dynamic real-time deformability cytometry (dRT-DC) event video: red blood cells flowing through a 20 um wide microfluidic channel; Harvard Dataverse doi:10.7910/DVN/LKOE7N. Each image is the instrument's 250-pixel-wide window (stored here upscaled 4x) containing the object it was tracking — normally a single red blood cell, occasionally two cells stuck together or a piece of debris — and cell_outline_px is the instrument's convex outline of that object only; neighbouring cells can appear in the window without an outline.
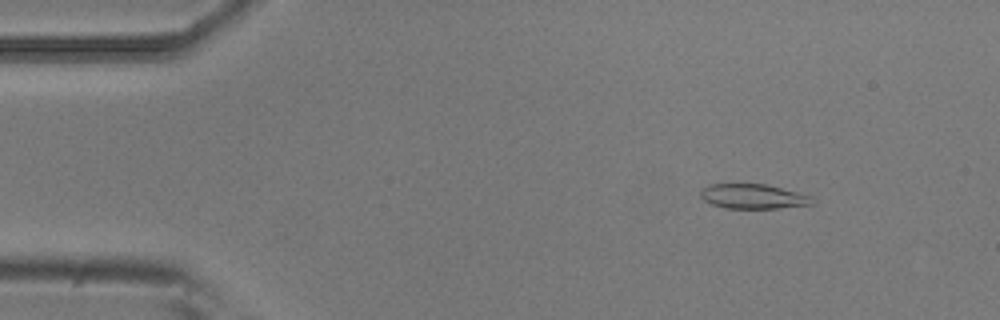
{"species": "common noctule bat (a hibernating species)", "species_latin": "Nyctalus noctula", "temperature_condition": "room temperature", "stored_images_in_passage": 7, "camera_frame_rate_fps": 3000, "um_per_image_px": 0.085, "animal": {"sex": "male", "body_mass_g": 20.5, "forearm_length_mm": 52.5}, "frame": {"image": 1, "passage_image": 1, "time_ms": 0.0, "image_size_px": [1000, 320], "cell_outline_px": [[812, 204], [780, 208], [724, 208], [712, 204], [704, 200], [700, 196], [700, 188], [708, 184], [764, 184], [812, 196]], "centroid_in_image_um": [63.95, 16.69], "position_along_channel_um": 21.1, "area_um2": 15.95}}
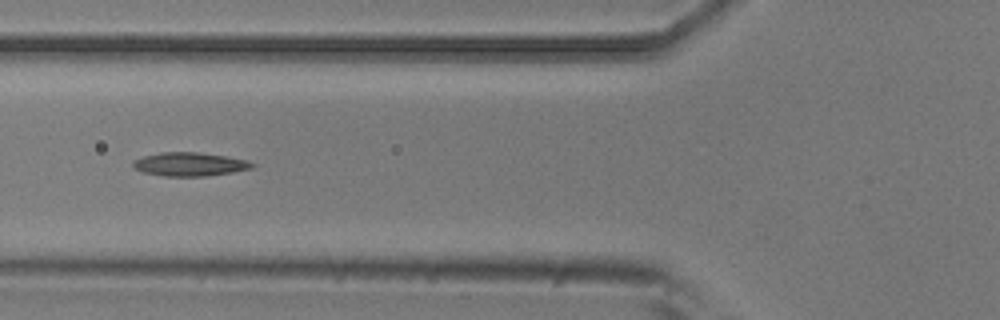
{"frame": {"image": 2, "passage_image": 5, "time_ms": 1.333, "image_size_px": [1000, 320], "cell_outline_px": [[256, 164], [252, 168], [232, 172], [204, 176], [164, 176], [144, 172], [136, 168], [132, 164], [132, 160], [144, 156], [160, 152], [196, 152], [224, 156], [248, 160]], "centroid_in_image_um": [16.12, 13.95], "position_along_channel_um": 109.7, "area_um2": 16.24}}
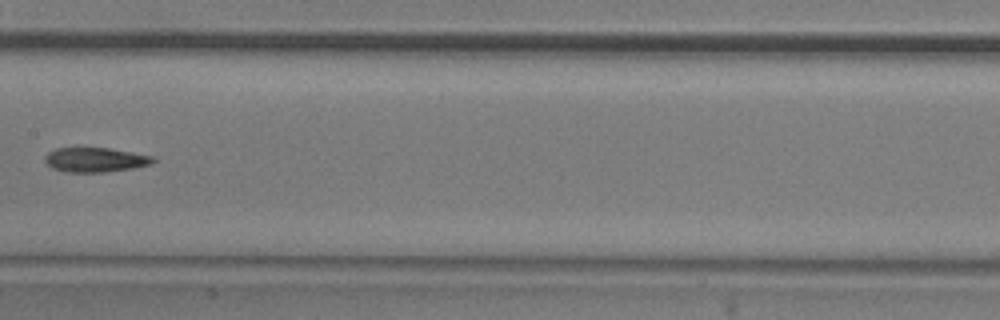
{"frame": {"image": 3, "passage_image": 7, "time_ms": 2.0, "image_size_px": [1000, 320], "cell_outline_px": [[156, 160], [152, 164], [132, 168], [104, 172], [68, 172], [52, 168], [44, 160], [44, 156], [48, 152], [56, 148], [108, 148], [156, 156]], "centroid_in_image_um": [8.12, 13.58], "position_along_channel_um": 199.3, "area_um2": 15.49}}